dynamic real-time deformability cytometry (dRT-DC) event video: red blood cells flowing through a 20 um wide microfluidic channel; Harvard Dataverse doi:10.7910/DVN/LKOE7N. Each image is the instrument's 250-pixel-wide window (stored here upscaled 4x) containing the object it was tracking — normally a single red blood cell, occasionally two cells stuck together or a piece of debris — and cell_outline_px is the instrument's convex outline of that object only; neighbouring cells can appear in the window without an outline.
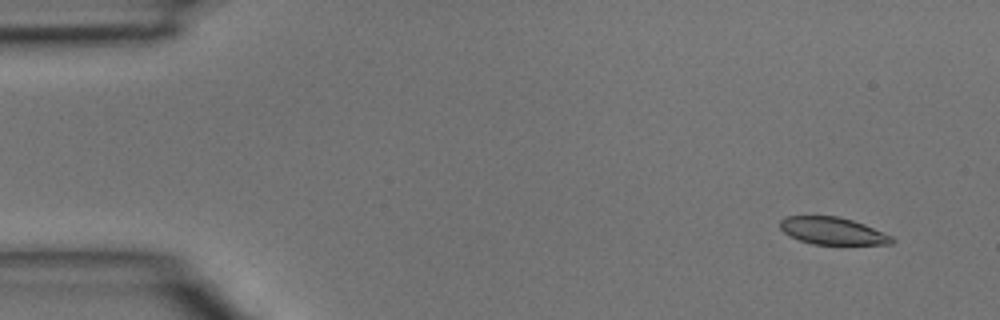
{"species": "common noctule bat (a hibernating species)", "species_latin": "Nyctalus noctula", "temperature_condition": "room temperature", "stored_images_in_passage": 4, "segment_of_instrument_passage": [1, 2], "camera_frame_rate_fps": 3000, "um_per_image_px": 0.085, "animal": {"sex": "male", "body_mass_g": 15.6}, "frame": {"image": 1, "passage_image": 1, "time_ms": 0.0, "image_size_px": [1000, 320], "cell_outline_px": [[896, 240], [892, 244], [812, 244], [788, 236], [780, 228], [780, 220], [784, 216], [840, 216], [864, 224], [892, 236]], "centroid_in_image_um": [70.75, 19.62], "position_along_channel_um": 14.2, "area_um2": 17.8}}